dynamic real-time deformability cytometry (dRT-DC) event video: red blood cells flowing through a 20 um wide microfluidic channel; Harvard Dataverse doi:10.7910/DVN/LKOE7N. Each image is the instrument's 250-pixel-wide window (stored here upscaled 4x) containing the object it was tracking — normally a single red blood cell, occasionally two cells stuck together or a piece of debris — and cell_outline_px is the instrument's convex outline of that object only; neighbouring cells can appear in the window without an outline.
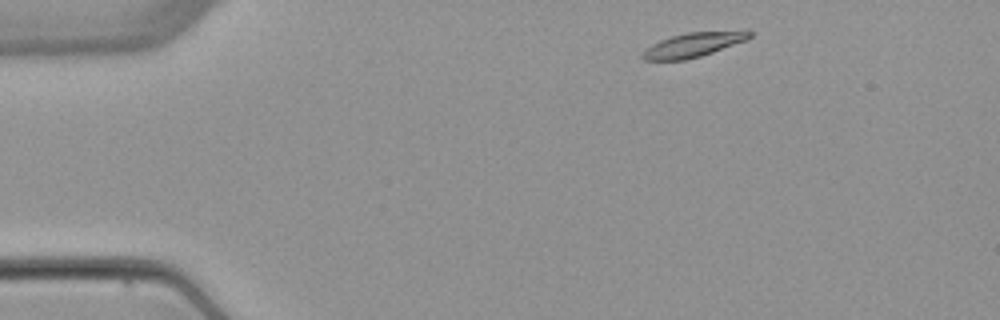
{"species": "common noctule bat (a hibernating species)", "species_latin": "Nyctalus noctula", "temperature_condition": "warm", "stored_images_in_passage": 3, "camera_frame_rate_fps": 3000, "um_per_image_px": 0.085, "animal": {"sex": "female", "body_mass_g": 22.7, "forearm_length_mm": 54.2}, "frame": {"image": 1, "passage_image": 1, "time_ms": 0.0, "image_size_px": [1000, 320], "cell_outline_px": [[756, 32], [748, 40], [688, 60], [644, 60], [640, 56], [652, 44], [660, 40], [672, 36], [688, 32], [744, 28], [748, 28]], "centroid_in_image_um": [59.12, 3.75], "position_along_channel_um": 25.9, "area_um2": 15.84}}